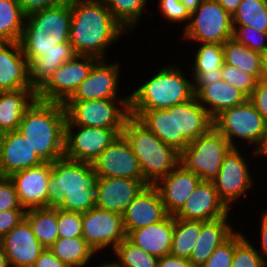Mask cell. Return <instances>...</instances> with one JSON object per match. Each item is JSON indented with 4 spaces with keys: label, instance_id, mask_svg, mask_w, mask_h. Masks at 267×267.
Wrapping results in <instances>:
<instances>
[{
    "label": "cell",
    "instance_id": "6da1fadb",
    "mask_svg": "<svg viewBox=\"0 0 267 267\" xmlns=\"http://www.w3.org/2000/svg\"><path fill=\"white\" fill-rule=\"evenodd\" d=\"M70 8L69 41L77 55L107 59L110 46L129 34L114 19L104 0H70Z\"/></svg>",
    "mask_w": 267,
    "mask_h": 267
},
{
    "label": "cell",
    "instance_id": "7a4b0ae2",
    "mask_svg": "<svg viewBox=\"0 0 267 267\" xmlns=\"http://www.w3.org/2000/svg\"><path fill=\"white\" fill-rule=\"evenodd\" d=\"M95 171L92 163L67 157L52 163L47 207L85 213L95 207Z\"/></svg>",
    "mask_w": 267,
    "mask_h": 267
},
{
    "label": "cell",
    "instance_id": "3957f363",
    "mask_svg": "<svg viewBox=\"0 0 267 267\" xmlns=\"http://www.w3.org/2000/svg\"><path fill=\"white\" fill-rule=\"evenodd\" d=\"M66 109L62 103L35 99L24 112L18 130L44 162L64 157Z\"/></svg>",
    "mask_w": 267,
    "mask_h": 267
},
{
    "label": "cell",
    "instance_id": "277c9868",
    "mask_svg": "<svg viewBox=\"0 0 267 267\" xmlns=\"http://www.w3.org/2000/svg\"><path fill=\"white\" fill-rule=\"evenodd\" d=\"M171 64L166 63L150 79L141 82V86L131 91L130 111L168 109L195 97L190 72L188 77L181 65Z\"/></svg>",
    "mask_w": 267,
    "mask_h": 267
},
{
    "label": "cell",
    "instance_id": "5b68a950",
    "mask_svg": "<svg viewBox=\"0 0 267 267\" xmlns=\"http://www.w3.org/2000/svg\"><path fill=\"white\" fill-rule=\"evenodd\" d=\"M70 0L26 15L20 45L28 62L69 41Z\"/></svg>",
    "mask_w": 267,
    "mask_h": 267
},
{
    "label": "cell",
    "instance_id": "8992f818",
    "mask_svg": "<svg viewBox=\"0 0 267 267\" xmlns=\"http://www.w3.org/2000/svg\"><path fill=\"white\" fill-rule=\"evenodd\" d=\"M122 135L138 158L147 185H154L179 164V152L163 143L138 118L130 115L126 119Z\"/></svg>",
    "mask_w": 267,
    "mask_h": 267
},
{
    "label": "cell",
    "instance_id": "52a82bcc",
    "mask_svg": "<svg viewBox=\"0 0 267 267\" xmlns=\"http://www.w3.org/2000/svg\"><path fill=\"white\" fill-rule=\"evenodd\" d=\"M213 127L227 139L232 148H252L248 158L251 154L258 158L267 140V121L249 99L219 113L213 119Z\"/></svg>",
    "mask_w": 267,
    "mask_h": 267
},
{
    "label": "cell",
    "instance_id": "ba28073f",
    "mask_svg": "<svg viewBox=\"0 0 267 267\" xmlns=\"http://www.w3.org/2000/svg\"><path fill=\"white\" fill-rule=\"evenodd\" d=\"M65 125L109 128L122 135L125 121L130 116V99H98L66 101Z\"/></svg>",
    "mask_w": 267,
    "mask_h": 267
},
{
    "label": "cell",
    "instance_id": "9c48e42d",
    "mask_svg": "<svg viewBox=\"0 0 267 267\" xmlns=\"http://www.w3.org/2000/svg\"><path fill=\"white\" fill-rule=\"evenodd\" d=\"M231 148L227 139L212 127L179 153V164L186 171L198 175L202 181L212 182L221 169L224 156Z\"/></svg>",
    "mask_w": 267,
    "mask_h": 267
},
{
    "label": "cell",
    "instance_id": "30bf717a",
    "mask_svg": "<svg viewBox=\"0 0 267 267\" xmlns=\"http://www.w3.org/2000/svg\"><path fill=\"white\" fill-rule=\"evenodd\" d=\"M232 36V15L216 0H203L191 13L189 24L183 29L181 39L192 42L195 46V43L223 44Z\"/></svg>",
    "mask_w": 267,
    "mask_h": 267
},
{
    "label": "cell",
    "instance_id": "8fae6325",
    "mask_svg": "<svg viewBox=\"0 0 267 267\" xmlns=\"http://www.w3.org/2000/svg\"><path fill=\"white\" fill-rule=\"evenodd\" d=\"M241 148H231L224 156L221 169L212 181L218 196L231 210L237 200H243L255 187L254 169L247 162L250 159L245 156ZM248 159V160H247ZM253 169V171L249 170ZM254 179V180H253Z\"/></svg>",
    "mask_w": 267,
    "mask_h": 267
},
{
    "label": "cell",
    "instance_id": "7c38bea8",
    "mask_svg": "<svg viewBox=\"0 0 267 267\" xmlns=\"http://www.w3.org/2000/svg\"><path fill=\"white\" fill-rule=\"evenodd\" d=\"M99 60L88 55H74L61 64L36 91L39 100L64 104L88 77Z\"/></svg>",
    "mask_w": 267,
    "mask_h": 267
},
{
    "label": "cell",
    "instance_id": "4fadbf2b",
    "mask_svg": "<svg viewBox=\"0 0 267 267\" xmlns=\"http://www.w3.org/2000/svg\"><path fill=\"white\" fill-rule=\"evenodd\" d=\"M82 237L96 254L107 250L112 252L127 234L123 225V215L93 207L82 213ZM107 248V249H106Z\"/></svg>",
    "mask_w": 267,
    "mask_h": 267
},
{
    "label": "cell",
    "instance_id": "5bb4252c",
    "mask_svg": "<svg viewBox=\"0 0 267 267\" xmlns=\"http://www.w3.org/2000/svg\"><path fill=\"white\" fill-rule=\"evenodd\" d=\"M118 136L115 130L109 128L65 125L64 156L93 163Z\"/></svg>",
    "mask_w": 267,
    "mask_h": 267
},
{
    "label": "cell",
    "instance_id": "9a60e30c",
    "mask_svg": "<svg viewBox=\"0 0 267 267\" xmlns=\"http://www.w3.org/2000/svg\"><path fill=\"white\" fill-rule=\"evenodd\" d=\"M108 61L109 59L99 60L67 101L130 99L129 93L120 96L119 83L122 65L119 61Z\"/></svg>",
    "mask_w": 267,
    "mask_h": 267
},
{
    "label": "cell",
    "instance_id": "2e32d148",
    "mask_svg": "<svg viewBox=\"0 0 267 267\" xmlns=\"http://www.w3.org/2000/svg\"><path fill=\"white\" fill-rule=\"evenodd\" d=\"M92 164L96 177L143 179L138 158L123 135H119Z\"/></svg>",
    "mask_w": 267,
    "mask_h": 267
},
{
    "label": "cell",
    "instance_id": "e0dca14e",
    "mask_svg": "<svg viewBox=\"0 0 267 267\" xmlns=\"http://www.w3.org/2000/svg\"><path fill=\"white\" fill-rule=\"evenodd\" d=\"M146 185L143 179L95 177V206L123 215Z\"/></svg>",
    "mask_w": 267,
    "mask_h": 267
},
{
    "label": "cell",
    "instance_id": "ac0fdd59",
    "mask_svg": "<svg viewBox=\"0 0 267 267\" xmlns=\"http://www.w3.org/2000/svg\"><path fill=\"white\" fill-rule=\"evenodd\" d=\"M52 170L51 162H43L12 174L9 178L14 183L18 200L27 210L47 207L49 176Z\"/></svg>",
    "mask_w": 267,
    "mask_h": 267
},
{
    "label": "cell",
    "instance_id": "d6986e66",
    "mask_svg": "<svg viewBox=\"0 0 267 267\" xmlns=\"http://www.w3.org/2000/svg\"><path fill=\"white\" fill-rule=\"evenodd\" d=\"M43 162L28 139L19 130L2 134L0 139V176L10 177L16 172Z\"/></svg>",
    "mask_w": 267,
    "mask_h": 267
},
{
    "label": "cell",
    "instance_id": "ffe728a7",
    "mask_svg": "<svg viewBox=\"0 0 267 267\" xmlns=\"http://www.w3.org/2000/svg\"><path fill=\"white\" fill-rule=\"evenodd\" d=\"M230 211L218 196L213 182L201 181L174 217L211 221L227 215Z\"/></svg>",
    "mask_w": 267,
    "mask_h": 267
},
{
    "label": "cell",
    "instance_id": "44dd1931",
    "mask_svg": "<svg viewBox=\"0 0 267 267\" xmlns=\"http://www.w3.org/2000/svg\"><path fill=\"white\" fill-rule=\"evenodd\" d=\"M168 215L156 187L146 185L123 214L125 232L128 235L132 230L158 223Z\"/></svg>",
    "mask_w": 267,
    "mask_h": 267
},
{
    "label": "cell",
    "instance_id": "7402d4cb",
    "mask_svg": "<svg viewBox=\"0 0 267 267\" xmlns=\"http://www.w3.org/2000/svg\"><path fill=\"white\" fill-rule=\"evenodd\" d=\"M10 267H33L45 249L23 219L0 240Z\"/></svg>",
    "mask_w": 267,
    "mask_h": 267
},
{
    "label": "cell",
    "instance_id": "603a6c76",
    "mask_svg": "<svg viewBox=\"0 0 267 267\" xmlns=\"http://www.w3.org/2000/svg\"><path fill=\"white\" fill-rule=\"evenodd\" d=\"M176 151H183L186 146L204 135L213 127V119L201 106L196 97L188 102L175 105Z\"/></svg>",
    "mask_w": 267,
    "mask_h": 267
},
{
    "label": "cell",
    "instance_id": "cb8c5ba5",
    "mask_svg": "<svg viewBox=\"0 0 267 267\" xmlns=\"http://www.w3.org/2000/svg\"><path fill=\"white\" fill-rule=\"evenodd\" d=\"M201 178L193 172L186 171L178 164L170 173L159 179L154 186L169 215H175L185 204Z\"/></svg>",
    "mask_w": 267,
    "mask_h": 267
},
{
    "label": "cell",
    "instance_id": "d4e9b609",
    "mask_svg": "<svg viewBox=\"0 0 267 267\" xmlns=\"http://www.w3.org/2000/svg\"><path fill=\"white\" fill-rule=\"evenodd\" d=\"M34 89L20 42H0V91Z\"/></svg>",
    "mask_w": 267,
    "mask_h": 267
},
{
    "label": "cell",
    "instance_id": "484cf974",
    "mask_svg": "<svg viewBox=\"0 0 267 267\" xmlns=\"http://www.w3.org/2000/svg\"><path fill=\"white\" fill-rule=\"evenodd\" d=\"M230 213L216 220L202 221L201 233L189 257L195 267H201L213 251L237 231L229 222L230 216H233Z\"/></svg>",
    "mask_w": 267,
    "mask_h": 267
},
{
    "label": "cell",
    "instance_id": "4316f807",
    "mask_svg": "<svg viewBox=\"0 0 267 267\" xmlns=\"http://www.w3.org/2000/svg\"><path fill=\"white\" fill-rule=\"evenodd\" d=\"M174 233V215H168L158 223L132 230L127 239L135 246L157 258L170 254Z\"/></svg>",
    "mask_w": 267,
    "mask_h": 267
},
{
    "label": "cell",
    "instance_id": "83f0119b",
    "mask_svg": "<svg viewBox=\"0 0 267 267\" xmlns=\"http://www.w3.org/2000/svg\"><path fill=\"white\" fill-rule=\"evenodd\" d=\"M195 97L201 106L214 119L219 113L248 100V96L223 79L203 86Z\"/></svg>",
    "mask_w": 267,
    "mask_h": 267
},
{
    "label": "cell",
    "instance_id": "f1b7e54d",
    "mask_svg": "<svg viewBox=\"0 0 267 267\" xmlns=\"http://www.w3.org/2000/svg\"><path fill=\"white\" fill-rule=\"evenodd\" d=\"M36 98L35 89L0 91V132L18 130L24 112Z\"/></svg>",
    "mask_w": 267,
    "mask_h": 267
},
{
    "label": "cell",
    "instance_id": "f546056e",
    "mask_svg": "<svg viewBox=\"0 0 267 267\" xmlns=\"http://www.w3.org/2000/svg\"><path fill=\"white\" fill-rule=\"evenodd\" d=\"M75 54L70 41L59 43L51 52L44 53V57H37L29 62V79L31 86L37 91L58 69L69 61Z\"/></svg>",
    "mask_w": 267,
    "mask_h": 267
},
{
    "label": "cell",
    "instance_id": "4dcf8cb0",
    "mask_svg": "<svg viewBox=\"0 0 267 267\" xmlns=\"http://www.w3.org/2000/svg\"><path fill=\"white\" fill-rule=\"evenodd\" d=\"M48 249L68 267H92L98 256L83 237L58 238Z\"/></svg>",
    "mask_w": 267,
    "mask_h": 267
},
{
    "label": "cell",
    "instance_id": "1f68e13d",
    "mask_svg": "<svg viewBox=\"0 0 267 267\" xmlns=\"http://www.w3.org/2000/svg\"><path fill=\"white\" fill-rule=\"evenodd\" d=\"M130 115L138 118L163 143L176 150L175 105L168 109L130 111Z\"/></svg>",
    "mask_w": 267,
    "mask_h": 267
},
{
    "label": "cell",
    "instance_id": "d6a6232c",
    "mask_svg": "<svg viewBox=\"0 0 267 267\" xmlns=\"http://www.w3.org/2000/svg\"><path fill=\"white\" fill-rule=\"evenodd\" d=\"M24 219L44 248H49L59 238L57 209L48 207L27 209Z\"/></svg>",
    "mask_w": 267,
    "mask_h": 267
},
{
    "label": "cell",
    "instance_id": "836d02e7",
    "mask_svg": "<svg viewBox=\"0 0 267 267\" xmlns=\"http://www.w3.org/2000/svg\"><path fill=\"white\" fill-rule=\"evenodd\" d=\"M224 62L235 66L247 74L252 75L257 81L261 71V53L236 41L234 38L226 40L223 44Z\"/></svg>",
    "mask_w": 267,
    "mask_h": 267
},
{
    "label": "cell",
    "instance_id": "e575fe53",
    "mask_svg": "<svg viewBox=\"0 0 267 267\" xmlns=\"http://www.w3.org/2000/svg\"><path fill=\"white\" fill-rule=\"evenodd\" d=\"M104 2L114 19L129 34H131V31H135L136 28L138 29L137 26L142 22L140 19L143 17L145 10H147L149 17L153 15L146 8L150 2L149 0H104Z\"/></svg>",
    "mask_w": 267,
    "mask_h": 267
},
{
    "label": "cell",
    "instance_id": "d590c367",
    "mask_svg": "<svg viewBox=\"0 0 267 267\" xmlns=\"http://www.w3.org/2000/svg\"><path fill=\"white\" fill-rule=\"evenodd\" d=\"M25 19L17 0H0V42H20Z\"/></svg>",
    "mask_w": 267,
    "mask_h": 267
},
{
    "label": "cell",
    "instance_id": "8d00e7d4",
    "mask_svg": "<svg viewBox=\"0 0 267 267\" xmlns=\"http://www.w3.org/2000/svg\"><path fill=\"white\" fill-rule=\"evenodd\" d=\"M201 220H185L174 217V233L170 254L189 259L201 233Z\"/></svg>",
    "mask_w": 267,
    "mask_h": 267
},
{
    "label": "cell",
    "instance_id": "74e56055",
    "mask_svg": "<svg viewBox=\"0 0 267 267\" xmlns=\"http://www.w3.org/2000/svg\"><path fill=\"white\" fill-rule=\"evenodd\" d=\"M110 255L115 257L111 261L107 259L111 267H158L159 258L135 246L127 238L122 240Z\"/></svg>",
    "mask_w": 267,
    "mask_h": 267
},
{
    "label": "cell",
    "instance_id": "f35d334b",
    "mask_svg": "<svg viewBox=\"0 0 267 267\" xmlns=\"http://www.w3.org/2000/svg\"><path fill=\"white\" fill-rule=\"evenodd\" d=\"M232 25L267 32V0H242L232 15Z\"/></svg>",
    "mask_w": 267,
    "mask_h": 267
},
{
    "label": "cell",
    "instance_id": "ab89813d",
    "mask_svg": "<svg viewBox=\"0 0 267 267\" xmlns=\"http://www.w3.org/2000/svg\"><path fill=\"white\" fill-rule=\"evenodd\" d=\"M192 58V71L190 72H211L221 70L224 63V51L222 44L199 43Z\"/></svg>",
    "mask_w": 267,
    "mask_h": 267
},
{
    "label": "cell",
    "instance_id": "60d3db41",
    "mask_svg": "<svg viewBox=\"0 0 267 267\" xmlns=\"http://www.w3.org/2000/svg\"><path fill=\"white\" fill-rule=\"evenodd\" d=\"M246 236L239 229L222 245L217 247L201 267H231L235 247Z\"/></svg>",
    "mask_w": 267,
    "mask_h": 267
},
{
    "label": "cell",
    "instance_id": "b9f144b4",
    "mask_svg": "<svg viewBox=\"0 0 267 267\" xmlns=\"http://www.w3.org/2000/svg\"><path fill=\"white\" fill-rule=\"evenodd\" d=\"M246 236L234 249L231 267H267L252 239Z\"/></svg>",
    "mask_w": 267,
    "mask_h": 267
},
{
    "label": "cell",
    "instance_id": "7bdbcfd3",
    "mask_svg": "<svg viewBox=\"0 0 267 267\" xmlns=\"http://www.w3.org/2000/svg\"><path fill=\"white\" fill-rule=\"evenodd\" d=\"M232 26V38L236 41L261 54L267 51V32L253 29L246 25Z\"/></svg>",
    "mask_w": 267,
    "mask_h": 267
},
{
    "label": "cell",
    "instance_id": "ee69618b",
    "mask_svg": "<svg viewBox=\"0 0 267 267\" xmlns=\"http://www.w3.org/2000/svg\"><path fill=\"white\" fill-rule=\"evenodd\" d=\"M221 73L222 79L225 82L238 88L248 97L251 95L257 84V80L252 75L245 73L235 66L228 65L225 62L221 67Z\"/></svg>",
    "mask_w": 267,
    "mask_h": 267
},
{
    "label": "cell",
    "instance_id": "f6af8a7d",
    "mask_svg": "<svg viewBox=\"0 0 267 267\" xmlns=\"http://www.w3.org/2000/svg\"><path fill=\"white\" fill-rule=\"evenodd\" d=\"M59 238L82 237V213L57 209Z\"/></svg>",
    "mask_w": 267,
    "mask_h": 267
},
{
    "label": "cell",
    "instance_id": "bcb514c9",
    "mask_svg": "<svg viewBox=\"0 0 267 267\" xmlns=\"http://www.w3.org/2000/svg\"><path fill=\"white\" fill-rule=\"evenodd\" d=\"M157 3L158 13L164 15L169 23H179L181 26L185 24L183 29L189 24L191 14L179 0H159Z\"/></svg>",
    "mask_w": 267,
    "mask_h": 267
},
{
    "label": "cell",
    "instance_id": "7dc6e473",
    "mask_svg": "<svg viewBox=\"0 0 267 267\" xmlns=\"http://www.w3.org/2000/svg\"><path fill=\"white\" fill-rule=\"evenodd\" d=\"M24 209L17 196L14 183L9 177L0 176V211Z\"/></svg>",
    "mask_w": 267,
    "mask_h": 267
},
{
    "label": "cell",
    "instance_id": "c3c4849f",
    "mask_svg": "<svg viewBox=\"0 0 267 267\" xmlns=\"http://www.w3.org/2000/svg\"><path fill=\"white\" fill-rule=\"evenodd\" d=\"M25 211V209L0 211V240L24 219Z\"/></svg>",
    "mask_w": 267,
    "mask_h": 267
},
{
    "label": "cell",
    "instance_id": "681fc988",
    "mask_svg": "<svg viewBox=\"0 0 267 267\" xmlns=\"http://www.w3.org/2000/svg\"><path fill=\"white\" fill-rule=\"evenodd\" d=\"M248 99L267 121V82L258 80Z\"/></svg>",
    "mask_w": 267,
    "mask_h": 267
},
{
    "label": "cell",
    "instance_id": "f907efd6",
    "mask_svg": "<svg viewBox=\"0 0 267 267\" xmlns=\"http://www.w3.org/2000/svg\"><path fill=\"white\" fill-rule=\"evenodd\" d=\"M194 84V93L196 94L203 86L214 84L222 80L221 70L211 72H190Z\"/></svg>",
    "mask_w": 267,
    "mask_h": 267
},
{
    "label": "cell",
    "instance_id": "816d5d0a",
    "mask_svg": "<svg viewBox=\"0 0 267 267\" xmlns=\"http://www.w3.org/2000/svg\"><path fill=\"white\" fill-rule=\"evenodd\" d=\"M69 0H17L26 15L37 10L55 6Z\"/></svg>",
    "mask_w": 267,
    "mask_h": 267
},
{
    "label": "cell",
    "instance_id": "f5cc1de1",
    "mask_svg": "<svg viewBox=\"0 0 267 267\" xmlns=\"http://www.w3.org/2000/svg\"><path fill=\"white\" fill-rule=\"evenodd\" d=\"M33 267H68L58 259L48 248H45L36 259Z\"/></svg>",
    "mask_w": 267,
    "mask_h": 267
},
{
    "label": "cell",
    "instance_id": "db71d44e",
    "mask_svg": "<svg viewBox=\"0 0 267 267\" xmlns=\"http://www.w3.org/2000/svg\"><path fill=\"white\" fill-rule=\"evenodd\" d=\"M260 219V243H258L260 249L257 248V251L262 256L263 260L267 263V208L261 212Z\"/></svg>",
    "mask_w": 267,
    "mask_h": 267
},
{
    "label": "cell",
    "instance_id": "11a10c76",
    "mask_svg": "<svg viewBox=\"0 0 267 267\" xmlns=\"http://www.w3.org/2000/svg\"><path fill=\"white\" fill-rule=\"evenodd\" d=\"M158 267H195L187 258L165 255L158 260Z\"/></svg>",
    "mask_w": 267,
    "mask_h": 267
},
{
    "label": "cell",
    "instance_id": "9f6ffc18",
    "mask_svg": "<svg viewBox=\"0 0 267 267\" xmlns=\"http://www.w3.org/2000/svg\"><path fill=\"white\" fill-rule=\"evenodd\" d=\"M216 1L219 4H221L230 15H233V13L237 10L242 0H216Z\"/></svg>",
    "mask_w": 267,
    "mask_h": 267
},
{
    "label": "cell",
    "instance_id": "6f0895ef",
    "mask_svg": "<svg viewBox=\"0 0 267 267\" xmlns=\"http://www.w3.org/2000/svg\"><path fill=\"white\" fill-rule=\"evenodd\" d=\"M260 81L267 82V51L261 55Z\"/></svg>",
    "mask_w": 267,
    "mask_h": 267
},
{
    "label": "cell",
    "instance_id": "680465c9",
    "mask_svg": "<svg viewBox=\"0 0 267 267\" xmlns=\"http://www.w3.org/2000/svg\"><path fill=\"white\" fill-rule=\"evenodd\" d=\"M191 14L194 12L202 3L203 0H179Z\"/></svg>",
    "mask_w": 267,
    "mask_h": 267
},
{
    "label": "cell",
    "instance_id": "91938a15",
    "mask_svg": "<svg viewBox=\"0 0 267 267\" xmlns=\"http://www.w3.org/2000/svg\"><path fill=\"white\" fill-rule=\"evenodd\" d=\"M0 267H10L3 246L0 243Z\"/></svg>",
    "mask_w": 267,
    "mask_h": 267
},
{
    "label": "cell",
    "instance_id": "94428289",
    "mask_svg": "<svg viewBox=\"0 0 267 267\" xmlns=\"http://www.w3.org/2000/svg\"><path fill=\"white\" fill-rule=\"evenodd\" d=\"M261 157H267V140L265 142L264 147L262 148V150L259 152V159Z\"/></svg>",
    "mask_w": 267,
    "mask_h": 267
},
{
    "label": "cell",
    "instance_id": "6125c7cd",
    "mask_svg": "<svg viewBox=\"0 0 267 267\" xmlns=\"http://www.w3.org/2000/svg\"><path fill=\"white\" fill-rule=\"evenodd\" d=\"M98 266H95V267H111L105 260V262H101L100 264L97 263Z\"/></svg>",
    "mask_w": 267,
    "mask_h": 267
}]
</instances>
